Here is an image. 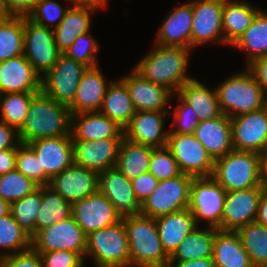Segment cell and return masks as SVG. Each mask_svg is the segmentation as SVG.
I'll list each match as a JSON object with an SVG mask.
<instances>
[{
  "instance_id": "1",
  "label": "cell",
  "mask_w": 267,
  "mask_h": 267,
  "mask_svg": "<svg viewBox=\"0 0 267 267\" xmlns=\"http://www.w3.org/2000/svg\"><path fill=\"white\" fill-rule=\"evenodd\" d=\"M154 48L141 58L134 70L144 79L164 87L176 97L179 89L193 79L186 74L191 49L162 45Z\"/></svg>"
},
{
  "instance_id": "2",
  "label": "cell",
  "mask_w": 267,
  "mask_h": 267,
  "mask_svg": "<svg viewBox=\"0 0 267 267\" xmlns=\"http://www.w3.org/2000/svg\"><path fill=\"white\" fill-rule=\"evenodd\" d=\"M18 135L23 144L40 138L72 136L68 106L58 103L42 91L36 93Z\"/></svg>"
},
{
  "instance_id": "3",
  "label": "cell",
  "mask_w": 267,
  "mask_h": 267,
  "mask_svg": "<svg viewBox=\"0 0 267 267\" xmlns=\"http://www.w3.org/2000/svg\"><path fill=\"white\" fill-rule=\"evenodd\" d=\"M130 252V267H161L169 263L154 218L141 214L122 217Z\"/></svg>"
},
{
  "instance_id": "4",
  "label": "cell",
  "mask_w": 267,
  "mask_h": 267,
  "mask_svg": "<svg viewBox=\"0 0 267 267\" xmlns=\"http://www.w3.org/2000/svg\"><path fill=\"white\" fill-rule=\"evenodd\" d=\"M216 91L222 113L230 118L267 105L262 87L248 69L226 78Z\"/></svg>"
},
{
  "instance_id": "5",
  "label": "cell",
  "mask_w": 267,
  "mask_h": 267,
  "mask_svg": "<svg viewBox=\"0 0 267 267\" xmlns=\"http://www.w3.org/2000/svg\"><path fill=\"white\" fill-rule=\"evenodd\" d=\"M211 177L227 192L262 187L259 180V153L233 150L214 160Z\"/></svg>"
},
{
  "instance_id": "6",
  "label": "cell",
  "mask_w": 267,
  "mask_h": 267,
  "mask_svg": "<svg viewBox=\"0 0 267 267\" xmlns=\"http://www.w3.org/2000/svg\"><path fill=\"white\" fill-rule=\"evenodd\" d=\"M86 256L96 267H130V252L123 220L87 235Z\"/></svg>"
},
{
  "instance_id": "7",
  "label": "cell",
  "mask_w": 267,
  "mask_h": 267,
  "mask_svg": "<svg viewBox=\"0 0 267 267\" xmlns=\"http://www.w3.org/2000/svg\"><path fill=\"white\" fill-rule=\"evenodd\" d=\"M226 194L227 191L212 177L193 178L188 209L196 226H199L202 219L209 227L221 230Z\"/></svg>"
},
{
  "instance_id": "8",
  "label": "cell",
  "mask_w": 267,
  "mask_h": 267,
  "mask_svg": "<svg viewBox=\"0 0 267 267\" xmlns=\"http://www.w3.org/2000/svg\"><path fill=\"white\" fill-rule=\"evenodd\" d=\"M192 180L193 177L181 173L177 177L159 181L157 188L141 205L140 214L156 219L187 209Z\"/></svg>"
},
{
  "instance_id": "9",
  "label": "cell",
  "mask_w": 267,
  "mask_h": 267,
  "mask_svg": "<svg viewBox=\"0 0 267 267\" xmlns=\"http://www.w3.org/2000/svg\"><path fill=\"white\" fill-rule=\"evenodd\" d=\"M87 235L71 216L53 226L39 230L31 238V248L36 252L65 250L86 259Z\"/></svg>"
},
{
  "instance_id": "10",
  "label": "cell",
  "mask_w": 267,
  "mask_h": 267,
  "mask_svg": "<svg viewBox=\"0 0 267 267\" xmlns=\"http://www.w3.org/2000/svg\"><path fill=\"white\" fill-rule=\"evenodd\" d=\"M166 147L177 161L181 173L193 178L212 176L214 160L194 134L169 133Z\"/></svg>"
},
{
  "instance_id": "11",
  "label": "cell",
  "mask_w": 267,
  "mask_h": 267,
  "mask_svg": "<svg viewBox=\"0 0 267 267\" xmlns=\"http://www.w3.org/2000/svg\"><path fill=\"white\" fill-rule=\"evenodd\" d=\"M87 68L61 53L55 65L41 77V91L58 103L69 106Z\"/></svg>"
},
{
  "instance_id": "12",
  "label": "cell",
  "mask_w": 267,
  "mask_h": 267,
  "mask_svg": "<svg viewBox=\"0 0 267 267\" xmlns=\"http://www.w3.org/2000/svg\"><path fill=\"white\" fill-rule=\"evenodd\" d=\"M23 55L42 77L57 62L61 52L54 39L53 29L44 27L24 16Z\"/></svg>"
},
{
  "instance_id": "13",
  "label": "cell",
  "mask_w": 267,
  "mask_h": 267,
  "mask_svg": "<svg viewBox=\"0 0 267 267\" xmlns=\"http://www.w3.org/2000/svg\"><path fill=\"white\" fill-rule=\"evenodd\" d=\"M224 0L192 1L191 50L206 43L225 46L222 13Z\"/></svg>"
},
{
  "instance_id": "14",
  "label": "cell",
  "mask_w": 267,
  "mask_h": 267,
  "mask_svg": "<svg viewBox=\"0 0 267 267\" xmlns=\"http://www.w3.org/2000/svg\"><path fill=\"white\" fill-rule=\"evenodd\" d=\"M230 120L234 150L261 153L267 148V105Z\"/></svg>"
},
{
  "instance_id": "15",
  "label": "cell",
  "mask_w": 267,
  "mask_h": 267,
  "mask_svg": "<svg viewBox=\"0 0 267 267\" xmlns=\"http://www.w3.org/2000/svg\"><path fill=\"white\" fill-rule=\"evenodd\" d=\"M264 190L263 187H252L227 192L222 213L221 230L237 232L246 224L254 222L259 199Z\"/></svg>"
},
{
  "instance_id": "16",
  "label": "cell",
  "mask_w": 267,
  "mask_h": 267,
  "mask_svg": "<svg viewBox=\"0 0 267 267\" xmlns=\"http://www.w3.org/2000/svg\"><path fill=\"white\" fill-rule=\"evenodd\" d=\"M123 138H107L99 141L72 140L73 163L96 173L114 168Z\"/></svg>"
},
{
  "instance_id": "17",
  "label": "cell",
  "mask_w": 267,
  "mask_h": 267,
  "mask_svg": "<svg viewBox=\"0 0 267 267\" xmlns=\"http://www.w3.org/2000/svg\"><path fill=\"white\" fill-rule=\"evenodd\" d=\"M72 216L86 235L122 220L115 207L99 191L73 203Z\"/></svg>"
},
{
  "instance_id": "18",
  "label": "cell",
  "mask_w": 267,
  "mask_h": 267,
  "mask_svg": "<svg viewBox=\"0 0 267 267\" xmlns=\"http://www.w3.org/2000/svg\"><path fill=\"white\" fill-rule=\"evenodd\" d=\"M98 173L72 163L50 179L49 187L73 204L98 192Z\"/></svg>"
},
{
  "instance_id": "19",
  "label": "cell",
  "mask_w": 267,
  "mask_h": 267,
  "mask_svg": "<svg viewBox=\"0 0 267 267\" xmlns=\"http://www.w3.org/2000/svg\"><path fill=\"white\" fill-rule=\"evenodd\" d=\"M170 111H136L124 128V137L131 142L153 148L167 144L169 130L164 129L166 116Z\"/></svg>"
},
{
  "instance_id": "20",
  "label": "cell",
  "mask_w": 267,
  "mask_h": 267,
  "mask_svg": "<svg viewBox=\"0 0 267 267\" xmlns=\"http://www.w3.org/2000/svg\"><path fill=\"white\" fill-rule=\"evenodd\" d=\"M98 191L115 207L121 217L138 215L141 204L136 199L131 180L115 167L98 174Z\"/></svg>"
},
{
  "instance_id": "21",
  "label": "cell",
  "mask_w": 267,
  "mask_h": 267,
  "mask_svg": "<svg viewBox=\"0 0 267 267\" xmlns=\"http://www.w3.org/2000/svg\"><path fill=\"white\" fill-rule=\"evenodd\" d=\"M27 145L39 160L40 171H44L50 178L73 163L72 136L40 138Z\"/></svg>"
},
{
  "instance_id": "22",
  "label": "cell",
  "mask_w": 267,
  "mask_h": 267,
  "mask_svg": "<svg viewBox=\"0 0 267 267\" xmlns=\"http://www.w3.org/2000/svg\"><path fill=\"white\" fill-rule=\"evenodd\" d=\"M41 92V76L24 55L0 62V94Z\"/></svg>"
},
{
  "instance_id": "23",
  "label": "cell",
  "mask_w": 267,
  "mask_h": 267,
  "mask_svg": "<svg viewBox=\"0 0 267 267\" xmlns=\"http://www.w3.org/2000/svg\"><path fill=\"white\" fill-rule=\"evenodd\" d=\"M121 80L129 90L136 111H168L167 105L174 95L164 87L144 79L134 69Z\"/></svg>"
},
{
  "instance_id": "24",
  "label": "cell",
  "mask_w": 267,
  "mask_h": 267,
  "mask_svg": "<svg viewBox=\"0 0 267 267\" xmlns=\"http://www.w3.org/2000/svg\"><path fill=\"white\" fill-rule=\"evenodd\" d=\"M72 140H102L124 138V129L100 111L71 115Z\"/></svg>"
},
{
  "instance_id": "25",
  "label": "cell",
  "mask_w": 267,
  "mask_h": 267,
  "mask_svg": "<svg viewBox=\"0 0 267 267\" xmlns=\"http://www.w3.org/2000/svg\"><path fill=\"white\" fill-rule=\"evenodd\" d=\"M192 20V1L177 6L160 25L155 45L191 49Z\"/></svg>"
},
{
  "instance_id": "26",
  "label": "cell",
  "mask_w": 267,
  "mask_h": 267,
  "mask_svg": "<svg viewBox=\"0 0 267 267\" xmlns=\"http://www.w3.org/2000/svg\"><path fill=\"white\" fill-rule=\"evenodd\" d=\"M109 85L99 65L87 68L80 79L75 98L68 106L71 115L99 111Z\"/></svg>"
},
{
  "instance_id": "27",
  "label": "cell",
  "mask_w": 267,
  "mask_h": 267,
  "mask_svg": "<svg viewBox=\"0 0 267 267\" xmlns=\"http://www.w3.org/2000/svg\"><path fill=\"white\" fill-rule=\"evenodd\" d=\"M195 137L206 148L207 153L216 160L232 152V134L230 117L221 116L199 122L195 129Z\"/></svg>"
},
{
  "instance_id": "28",
  "label": "cell",
  "mask_w": 267,
  "mask_h": 267,
  "mask_svg": "<svg viewBox=\"0 0 267 267\" xmlns=\"http://www.w3.org/2000/svg\"><path fill=\"white\" fill-rule=\"evenodd\" d=\"M71 6L66 10L60 24L53 29L55 43L61 53L70 47L77 36L90 32L92 27L90 16L98 10L87 5Z\"/></svg>"
},
{
  "instance_id": "29",
  "label": "cell",
  "mask_w": 267,
  "mask_h": 267,
  "mask_svg": "<svg viewBox=\"0 0 267 267\" xmlns=\"http://www.w3.org/2000/svg\"><path fill=\"white\" fill-rule=\"evenodd\" d=\"M155 222L163 250L169 257L184 238L197 227L188 208L158 217Z\"/></svg>"
},
{
  "instance_id": "30",
  "label": "cell",
  "mask_w": 267,
  "mask_h": 267,
  "mask_svg": "<svg viewBox=\"0 0 267 267\" xmlns=\"http://www.w3.org/2000/svg\"><path fill=\"white\" fill-rule=\"evenodd\" d=\"M195 111L198 121H206L221 116L216 88L209 89L198 79L187 81L177 93Z\"/></svg>"
},
{
  "instance_id": "31",
  "label": "cell",
  "mask_w": 267,
  "mask_h": 267,
  "mask_svg": "<svg viewBox=\"0 0 267 267\" xmlns=\"http://www.w3.org/2000/svg\"><path fill=\"white\" fill-rule=\"evenodd\" d=\"M212 257L215 267H254L239 234L234 231L215 233Z\"/></svg>"
},
{
  "instance_id": "32",
  "label": "cell",
  "mask_w": 267,
  "mask_h": 267,
  "mask_svg": "<svg viewBox=\"0 0 267 267\" xmlns=\"http://www.w3.org/2000/svg\"><path fill=\"white\" fill-rule=\"evenodd\" d=\"M260 8L246 1L224 0L222 25L225 45H233L249 28Z\"/></svg>"
},
{
  "instance_id": "33",
  "label": "cell",
  "mask_w": 267,
  "mask_h": 267,
  "mask_svg": "<svg viewBox=\"0 0 267 267\" xmlns=\"http://www.w3.org/2000/svg\"><path fill=\"white\" fill-rule=\"evenodd\" d=\"M99 111L123 129L129 124L136 110L129 90L121 79L111 81Z\"/></svg>"
},
{
  "instance_id": "34",
  "label": "cell",
  "mask_w": 267,
  "mask_h": 267,
  "mask_svg": "<svg viewBox=\"0 0 267 267\" xmlns=\"http://www.w3.org/2000/svg\"><path fill=\"white\" fill-rule=\"evenodd\" d=\"M153 147L122 139L115 168L128 180L137 178L149 170Z\"/></svg>"
},
{
  "instance_id": "35",
  "label": "cell",
  "mask_w": 267,
  "mask_h": 267,
  "mask_svg": "<svg viewBox=\"0 0 267 267\" xmlns=\"http://www.w3.org/2000/svg\"><path fill=\"white\" fill-rule=\"evenodd\" d=\"M216 228L206 229L195 227L179 244L178 248L169 257V261H187L203 259L213 256V243Z\"/></svg>"
},
{
  "instance_id": "36",
  "label": "cell",
  "mask_w": 267,
  "mask_h": 267,
  "mask_svg": "<svg viewBox=\"0 0 267 267\" xmlns=\"http://www.w3.org/2000/svg\"><path fill=\"white\" fill-rule=\"evenodd\" d=\"M41 206L35 220V234L72 216V204L48 185L41 186Z\"/></svg>"
},
{
  "instance_id": "37",
  "label": "cell",
  "mask_w": 267,
  "mask_h": 267,
  "mask_svg": "<svg viewBox=\"0 0 267 267\" xmlns=\"http://www.w3.org/2000/svg\"><path fill=\"white\" fill-rule=\"evenodd\" d=\"M246 50L247 65L258 57L267 56V11L260 10L249 28L232 45Z\"/></svg>"
},
{
  "instance_id": "38",
  "label": "cell",
  "mask_w": 267,
  "mask_h": 267,
  "mask_svg": "<svg viewBox=\"0 0 267 267\" xmlns=\"http://www.w3.org/2000/svg\"><path fill=\"white\" fill-rule=\"evenodd\" d=\"M24 16L0 18V62L23 55Z\"/></svg>"
},
{
  "instance_id": "39",
  "label": "cell",
  "mask_w": 267,
  "mask_h": 267,
  "mask_svg": "<svg viewBox=\"0 0 267 267\" xmlns=\"http://www.w3.org/2000/svg\"><path fill=\"white\" fill-rule=\"evenodd\" d=\"M237 233L254 267H267V226L256 221L241 227Z\"/></svg>"
},
{
  "instance_id": "40",
  "label": "cell",
  "mask_w": 267,
  "mask_h": 267,
  "mask_svg": "<svg viewBox=\"0 0 267 267\" xmlns=\"http://www.w3.org/2000/svg\"><path fill=\"white\" fill-rule=\"evenodd\" d=\"M39 92L0 94V121L19 130L26 120L32 97Z\"/></svg>"
},
{
  "instance_id": "41",
  "label": "cell",
  "mask_w": 267,
  "mask_h": 267,
  "mask_svg": "<svg viewBox=\"0 0 267 267\" xmlns=\"http://www.w3.org/2000/svg\"><path fill=\"white\" fill-rule=\"evenodd\" d=\"M0 248L4 252L5 249L8 250L6 253H0L2 257L31 249V237L20 228L11 212L0 217Z\"/></svg>"
},
{
  "instance_id": "42",
  "label": "cell",
  "mask_w": 267,
  "mask_h": 267,
  "mask_svg": "<svg viewBox=\"0 0 267 267\" xmlns=\"http://www.w3.org/2000/svg\"><path fill=\"white\" fill-rule=\"evenodd\" d=\"M41 186L32 194L11 204V213L20 228L31 238L35 235V220L40 212L41 206Z\"/></svg>"
},
{
  "instance_id": "43",
  "label": "cell",
  "mask_w": 267,
  "mask_h": 267,
  "mask_svg": "<svg viewBox=\"0 0 267 267\" xmlns=\"http://www.w3.org/2000/svg\"><path fill=\"white\" fill-rule=\"evenodd\" d=\"M38 187L39 185L16 168L0 175V198L10 205L24 196L32 194Z\"/></svg>"
},
{
  "instance_id": "44",
  "label": "cell",
  "mask_w": 267,
  "mask_h": 267,
  "mask_svg": "<svg viewBox=\"0 0 267 267\" xmlns=\"http://www.w3.org/2000/svg\"><path fill=\"white\" fill-rule=\"evenodd\" d=\"M15 168L39 186L50 183L51 178L44 171H40L39 160L27 144L21 143L17 147Z\"/></svg>"
},
{
  "instance_id": "45",
  "label": "cell",
  "mask_w": 267,
  "mask_h": 267,
  "mask_svg": "<svg viewBox=\"0 0 267 267\" xmlns=\"http://www.w3.org/2000/svg\"><path fill=\"white\" fill-rule=\"evenodd\" d=\"M99 50L98 42L89 32L77 36L64 54L84 66L92 68L98 66L96 54Z\"/></svg>"
},
{
  "instance_id": "46",
  "label": "cell",
  "mask_w": 267,
  "mask_h": 267,
  "mask_svg": "<svg viewBox=\"0 0 267 267\" xmlns=\"http://www.w3.org/2000/svg\"><path fill=\"white\" fill-rule=\"evenodd\" d=\"M148 171L158 181L174 178L181 174L177 161L166 146L153 149Z\"/></svg>"
},
{
  "instance_id": "47",
  "label": "cell",
  "mask_w": 267,
  "mask_h": 267,
  "mask_svg": "<svg viewBox=\"0 0 267 267\" xmlns=\"http://www.w3.org/2000/svg\"><path fill=\"white\" fill-rule=\"evenodd\" d=\"M67 9L55 0H37L27 17L44 27L55 29L63 20Z\"/></svg>"
},
{
  "instance_id": "48",
  "label": "cell",
  "mask_w": 267,
  "mask_h": 267,
  "mask_svg": "<svg viewBox=\"0 0 267 267\" xmlns=\"http://www.w3.org/2000/svg\"><path fill=\"white\" fill-rule=\"evenodd\" d=\"M179 105L174 109L173 129L169 133L174 134H194L199 125L198 117L193 108L187 104L179 95Z\"/></svg>"
},
{
  "instance_id": "49",
  "label": "cell",
  "mask_w": 267,
  "mask_h": 267,
  "mask_svg": "<svg viewBox=\"0 0 267 267\" xmlns=\"http://www.w3.org/2000/svg\"><path fill=\"white\" fill-rule=\"evenodd\" d=\"M43 267H84V259L77 253L65 250L38 252Z\"/></svg>"
},
{
  "instance_id": "50",
  "label": "cell",
  "mask_w": 267,
  "mask_h": 267,
  "mask_svg": "<svg viewBox=\"0 0 267 267\" xmlns=\"http://www.w3.org/2000/svg\"><path fill=\"white\" fill-rule=\"evenodd\" d=\"M136 199L142 205L157 188L159 181L149 172L131 180Z\"/></svg>"
},
{
  "instance_id": "51",
  "label": "cell",
  "mask_w": 267,
  "mask_h": 267,
  "mask_svg": "<svg viewBox=\"0 0 267 267\" xmlns=\"http://www.w3.org/2000/svg\"><path fill=\"white\" fill-rule=\"evenodd\" d=\"M3 267H43L41 257L38 252L32 248L4 257Z\"/></svg>"
},
{
  "instance_id": "52",
  "label": "cell",
  "mask_w": 267,
  "mask_h": 267,
  "mask_svg": "<svg viewBox=\"0 0 267 267\" xmlns=\"http://www.w3.org/2000/svg\"><path fill=\"white\" fill-rule=\"evenodd\" d=\"M20 144L18 130L0 121V150L17 149Z\"/></svg>"
},
{
  "instance_id": "53",
  "label": "cell",
  "mask_w": 267,
  "mask_h": 267,
  "mask_svg": "<svg viewBox=\"0 0 267 267\" xmlns=\"http://www.w3.org/2000/svg\"><path fill=\"white\" fill-rule=\"evenodd\" d=\"M247 69L254 75L267 98V56L253 60L247 65Z\"/></svg>"
},
{
  "instance_id": "54",
  "label": "cell",
  "mask_w": 267,
  "mask_h": 267,
  "mask_svg": "<svg viewBox=\"0 0 267 267\" xmlns=\"http://www.w3.org/2000/svg\"><path fill=\"white\" fill-rule=\"evenodd\" d=\"M6 16H28L37 0H5Z\"/></svg>"
},
{
  "instance_id": "55",
  "label": "cell",
  "mask_w": 267,
  "mask_h": 267,
  "mask_svg": "<svg viewBox=\"0 0 267 267\" xmlns=\"http://www.w3.org/2000/svg\"><path fill=\"white\" fill-rule=\"evenodd\" d=\"M17 149L0 150V175L15 169Z\"/></svg>"
},
{
  "instance_id": "56",
  "label": "cell",
  "mask_w": 267,
  "mask_h": 267,
  "mask_svg": "<svg viewBox=\"0 0 267 267\" xmlns=\"http://www.w3.org/2000/svg\"><path fill=\"white\" fill-rule=\"evenodd\" d=\"M175 267H215L213 257L187 261H169Z\"/></svg>"
},
{
  "instance_id": "57",
  "label": "cell",
  "mask_w": 267,
  "mask_h": 267,
  "mask_svg": "<svg viewBox=\"0 0 267 267\" xmlns=\"http://www.w3.org/2000/svg\"><path fill=\"white\" fill-rule=\"evenodd\" d=\"M255 221L267 226V189L262 192L259 199Z\"/></svg>"
},
{
  "instance_id": "58",
  "label": "cell",
  "mask_w": 267,
  "mask_h": 267,
  "mask_svg": "<svg viewBox=\"0 0 267 267\" xmlns=\"http://www.w3.org/2000/svg\"><path fill=\"white\" fill-rule=\"evenodd\" d=\"M259 180L261 186L267 189V148L259 153Z\"/></svg>"
},
{
  "instance_id": "59",
  "label": "cell",
  "mask_w": 267,
  "mask_h": 267,
  "mask_svg": "<svg viewBox=\"0 0 267 267\" xmlns=\"http://www.w3.org/2000/svg\"><path fill=\"white\" fill-rule=\"evenodd\" d=\"M71 5H87L97 9L106 8L108 0H68Z\"/></svg>"
},
{
  "instance_id": "60",
  "label": "cell",
  "mask_w": 267,
  "mask_h": 267,
  "mask_svg": "<svg viewBox=\"0 0 267 267\" xmlns=\"http://www.w3.org/2000/svg\"><path fill=\"white\" fill-rule=\"evenodd\" d=\"M11 212V205L0 198V217H3Z\"/></svg>"
},
{
  "instance_id": "61",
  "label": "cell",
  "mask_w": 267,
  "mask_h": 267,
  "mask_svg": "<svg viewBox=\"0 0 267 267\" xmlns=\"http://www.w3.org/2000/svg\"><path fill=\"white\" fill-rule=\"evenodd\" d=\"M0 13L3 16H6V1L5 0H0Z\"/></svg>"
},
{
  "instance_id": "62",
  "label": "cell",
  "mask_w": 267,
  "mask_h": 267,
  "mask_svg": "<svg viewBox=\"0 0 267 267\" xmlns=\"http://www.w3.org/2000/svg\"><path fill=\"white\" fill-rule=\"evenodd\" d=\"M4 266V257L0 256V267Z\"/></svg>"
},
{
  "instance_id": "63",
  "label": "cell",
  "mask_w": 267,
  "mask_h": 267,
  "mask_svg": "<svg viewBox=\"0 0 267 267\" xmlns=\"http://www.w3.org/2000/svg\"><path fill=\"white\" fill-rule=\"evenodd\" d=\"M161 267H175L173 264H170V263H166V264H164L163 266H161Z\"/></svg>"
}]
</instances>
